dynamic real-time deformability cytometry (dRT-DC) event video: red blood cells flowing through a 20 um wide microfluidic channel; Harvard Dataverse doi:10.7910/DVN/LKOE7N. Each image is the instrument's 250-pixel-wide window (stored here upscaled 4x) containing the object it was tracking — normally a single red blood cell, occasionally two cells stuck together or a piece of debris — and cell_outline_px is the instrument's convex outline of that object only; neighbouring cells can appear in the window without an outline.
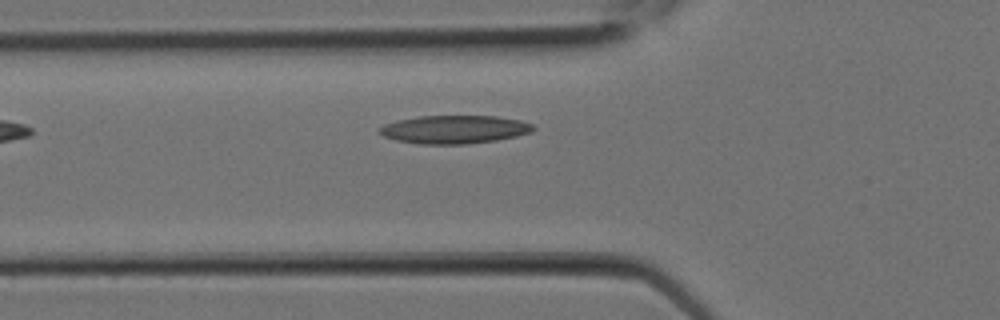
{"species": "Egyptian fruit bat (a non-hibernating species)", "species_latin": "Rousettus aegyptiacus", "temperature_condition": "room temperature", "stored_images_in_passage": 6, "camera_frame_rate_fps": 3000, "um_per_image_px": 0.085, "animal": {"sex": "female"}, "frame": {"image": 1, "passage_image": 6, "time_ms": 1.667, "image_size_px": [1000, 320], "cell_outline_px": [[536, 128], [532, 132], [516, 136], [496, 140], [464, 144], [420, 144], [396, 140], [384, 136], [376, 132], [376, 128], [384, 124], [396, 120], [420, 116], [496, 116], [520, 120], [532, 124]], "centroid_in_image_um": [38.58, 11.0], "position_along_channel_um": 87.2, "area_um2": 25.43}}